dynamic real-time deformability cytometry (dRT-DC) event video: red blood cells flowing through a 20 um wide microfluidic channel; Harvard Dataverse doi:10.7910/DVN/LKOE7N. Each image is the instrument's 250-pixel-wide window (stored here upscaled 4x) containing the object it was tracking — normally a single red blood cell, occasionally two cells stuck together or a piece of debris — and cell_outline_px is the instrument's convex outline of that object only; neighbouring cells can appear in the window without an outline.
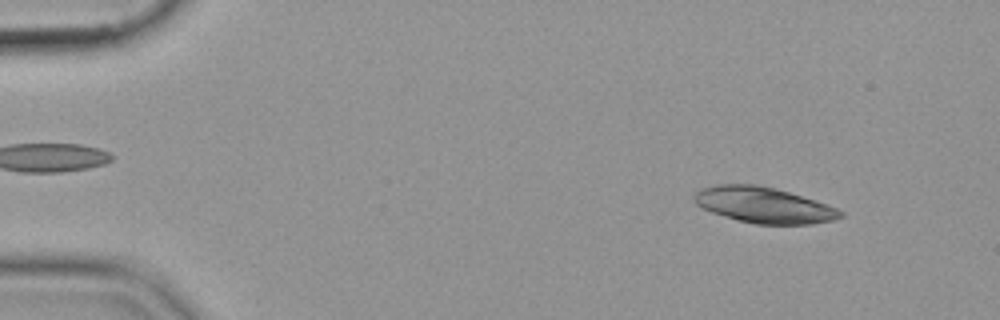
{"species": "common noctule bat (a hibernating species)", "species_latin": "Nyctalus noctula", "temperature_condition": "cold", "stored_images_in_passage": 54, "camera_frame_rate_fps": 3000, "um_per_image_px": 0.085, "animal": {"sex": "female", "body_mass_g": 19.9}, "frame": {"image": 1, "passage_image": 6, "time_ms": 1.667, "image_size_px": [1000, 320], "cell_outline_px": [[844, 216], [832, 220], [812, 224], [756, 224], [736, 220], [712, 212], [696, 204], [692, 200], [692, 196], [700, 188], [716, 184], [756, 184], [776, 188], [828, 204], [844, 212]], "centroid_in_image_um": [64.9, 17.42], "position_along_channel_um": 20.1, "area_um2": 30.69}}